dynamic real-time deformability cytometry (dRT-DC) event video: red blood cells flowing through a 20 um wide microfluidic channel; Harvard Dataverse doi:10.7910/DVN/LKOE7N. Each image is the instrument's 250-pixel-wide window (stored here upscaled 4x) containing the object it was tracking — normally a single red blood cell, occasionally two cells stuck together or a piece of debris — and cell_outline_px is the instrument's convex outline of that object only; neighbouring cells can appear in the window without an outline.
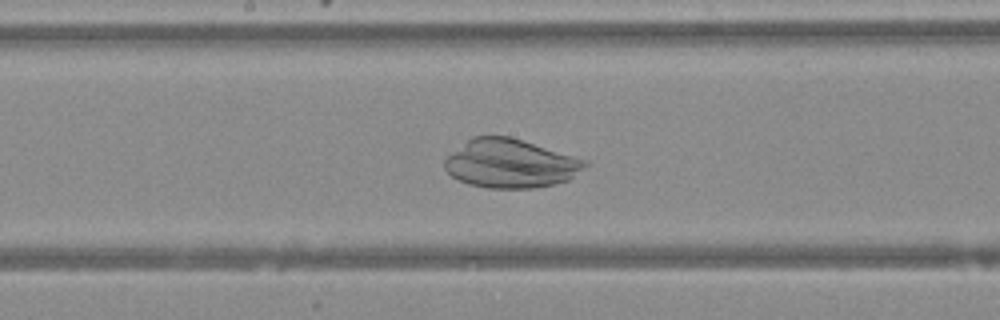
{"species": "Egyptian fruit bat (a non-hibernating species)", "species_latin": "Rousettus aegyptiacus", "temperature_condition": "warm", "stored_images_in_passage": 39, "camera_frame_rate_fps": 3000, "um_per_image_px": 0.085, "animal": {"sex": "female"}, "frame": {"image": 1, "passage_image": 16, "time_ms": 5.0, "image_size_px": [1000, 320], "cell_outline_px": [[588, 164], [584, 168], [568, 180], [556, 184], [532, 188], [488, 188], [468, 184], [456, 180], [444, 168], [444, 160], [452, 152], [472, 136], [512, 136], [588, 160]], "centroid_in_image_um": [43.39, 13.9], "position_along_channel_um": 204.8, "area_um2": 40.06}}
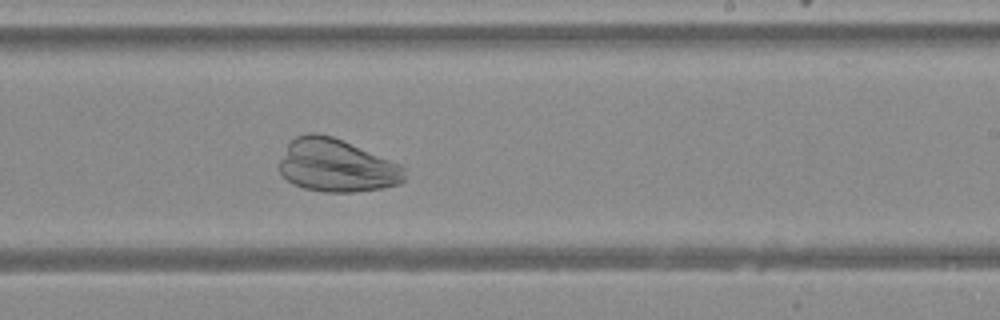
{"frame": {"image": 2, "passage_image": 20, "time_ms": 6.333, "image_size_px": [1000, 320], "cell_outline_px": [[404, 180], [400, 184], [380, 188], [352, 192], [324, 192], [304, 188], [292, 184], [280, 172], [280, 160], [288, 144], [296, 136], [308, 132], [316, 132], [332, 136], [400, 164], [404, 168]], "centroid_in_image_um": [28.59, 14.07], "position_along_channel_um": 260.4, "area_um2": 38.32}}
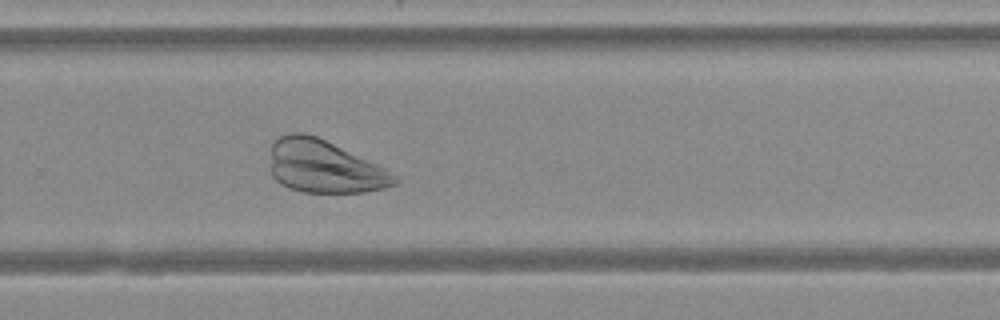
{"frame": {"image": 3, "passage_image": 23, "time_ms": 7.333, "image_size_px": [1000, 320], "cell_outline_px": [[400, 180], [396, 184], [384, 188], [364, 192], [304, 192], [288, 188], [280, 184], [272, 176], [268, 148], [280, 136], [288, 132], [304, 132], [316, 136], [376, 164], [384, 168], [396, 176]], "centroid_in_image_um": [27.5, 14.16], "position_along_channel_um": 302.3, "area_um2": 38.26}}